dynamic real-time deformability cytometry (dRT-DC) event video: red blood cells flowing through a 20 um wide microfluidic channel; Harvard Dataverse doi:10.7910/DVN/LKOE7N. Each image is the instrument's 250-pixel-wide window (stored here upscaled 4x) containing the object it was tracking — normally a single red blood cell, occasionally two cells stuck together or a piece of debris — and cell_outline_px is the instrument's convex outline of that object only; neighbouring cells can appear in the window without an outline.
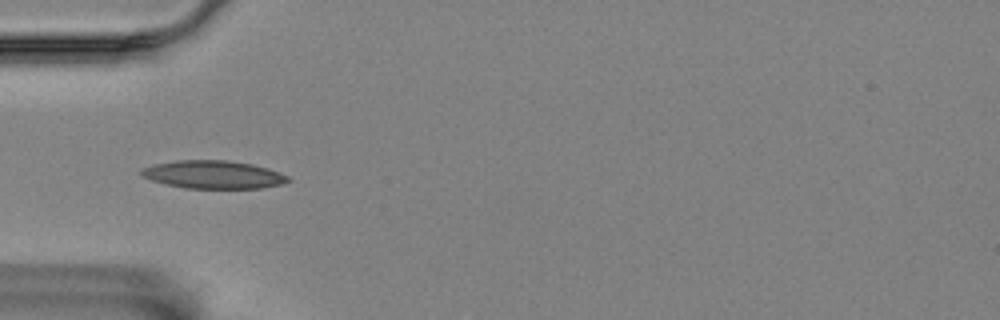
{"species": "Egyptian fruit bat (a non-hibernating species)", "species_latin": "Rousettus aegyptiacus", "temperature_condition": "room temperature", "stored_images_in_passage": 13, "camera_frame_rate_fps": 3000, "um_per_image_px": 0.085, "animal": {"sex": "female"}, "frame": {"image": 1, "passage_image": 3, "time_ms": 0.667, "image_size_px": [1000, 320], "cell_outline_px": [[292, 180], [280, 184], [264, 188], [184, 188], [152, 180], [140, 176], [140, 168], [152, 164], [176, 160], [228, 160], [252, 164], [268, 168], [288, 176]], "centroid_in_image_um": [18.1, 14.83], "position_along_channel_um": 66.9, "area_um2": 24.04}}
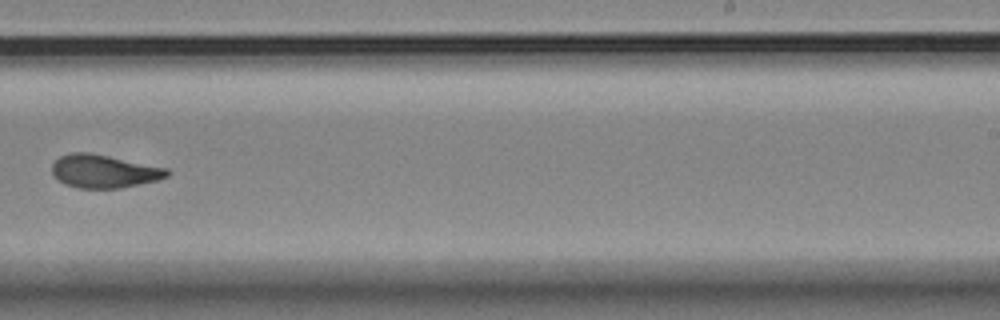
{"frame": {"image": 2, "passage_image": 8, "time_ms": 2.333, "image_size_px": [1000, 320], "cell_outline_px": [[168, 176], [156, 180], [120, 188], [76, 188], [64, 184], [56, 180], [52, 172], [52, 164], [60, 156], [72, 152], [88, 152], [168, 168]], "centroid_in_image_um": [8.78, 14.56], "position_along_channel_um": 280.2, "area_um2": 22.14}}
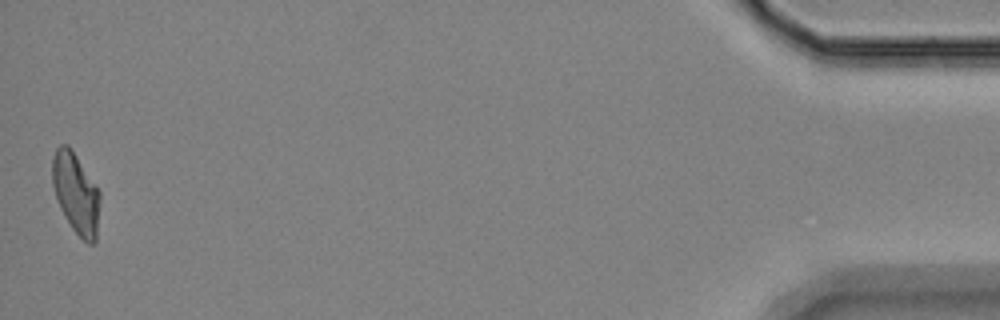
{"frame": {"image": 3, "passage_image": 13, "time_ms": 4.0, "image_size_px": [1000, 320], "cell_outline_px": [[100, 200], [96, 240], [92, 244], [88, 244], [72, 228], [64, 216], [60, 208], [52, 184], [52, 160], [56, 148], [60, 144], [68, 144], [100, 192]], "centroid_in_image_um": [6.44, 16.43], "position_along_channel_um": 428.8, "area_um2": 22.14}}